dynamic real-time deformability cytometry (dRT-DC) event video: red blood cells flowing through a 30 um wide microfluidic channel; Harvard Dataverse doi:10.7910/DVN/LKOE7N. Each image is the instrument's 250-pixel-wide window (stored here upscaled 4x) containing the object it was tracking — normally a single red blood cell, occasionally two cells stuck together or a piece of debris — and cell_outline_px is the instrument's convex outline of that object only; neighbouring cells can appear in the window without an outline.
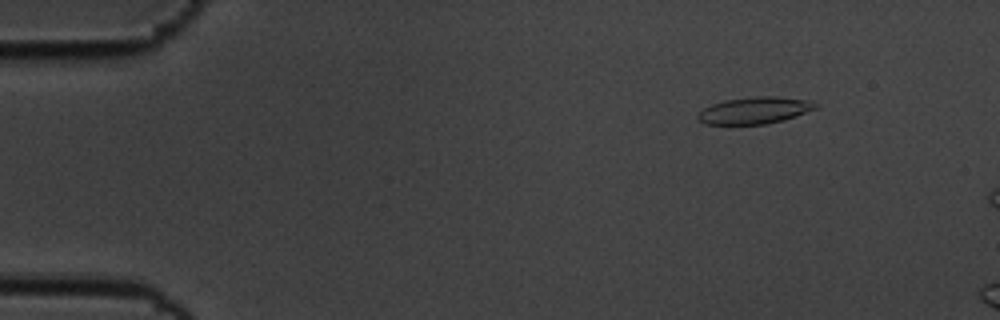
{"species": "common noctule bat (a hibernating species)", "species_latin": "Nyctalus noctula", "temperature_condition": "cold", "stored_images_in_passage": 10, "camera_frame_rate_fps": 3000, "um_per_image_px": 0.085, "animal": {"sex": "male", "body_mass_g": 19.5, "forearm_length_mm": 54.6}, "frame": {"image": 1, "passage_image": 4, "time_ms": 1.0, "image_size_px": [1000, 320], "cell_outline_px": [[820, 108], [784, 120], [764, 124], [704, 124], [696, 116], [704, 108], [712, 104], [724, 100], [756, 96], [772, 96], [804, 100], [820, 104]], "centroid_in_image_um": [64.17, 9.38], "position_along_channel_um": 20.8, "area_um2": 18.32}}